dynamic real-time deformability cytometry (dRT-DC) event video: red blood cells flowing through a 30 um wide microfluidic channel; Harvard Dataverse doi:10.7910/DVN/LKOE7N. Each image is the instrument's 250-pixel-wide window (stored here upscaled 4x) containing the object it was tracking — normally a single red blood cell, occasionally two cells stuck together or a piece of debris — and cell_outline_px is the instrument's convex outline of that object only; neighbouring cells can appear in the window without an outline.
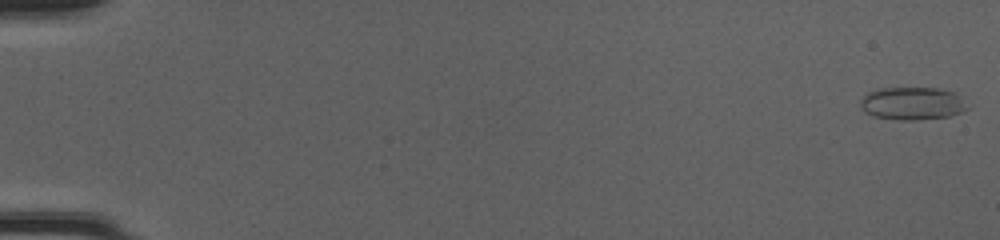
{"species": "common noctule bat (a hibernating species)", "species_latin": "Nyctalus noctula", "temperature_condition": "cold", "stored_images_in_passage": 50, "camera_frame_rate_fps": 3000, "um_per_image_px": 0.085, "animal": {"sex": "female", "body_mass_g": 20.0, "forearm_length_mm": 54.0}, "frame": {"image": 1, "passage_image": 1, "time_ms": 0.0, "image_size_px": [1000, 240], "cell_outline_px": [[968, 108], [964, 112], [948, 116], [912, 120], [900, 120], [872, 116], [864, 112], [860, 108], [860, 100], [868, 92], [880, 88], [940, 88], [956, 92]], "centroid_in_image_um": [77.52, 8.79], "position_along_channel_um": 7.5, "area_um2": 20.52}}
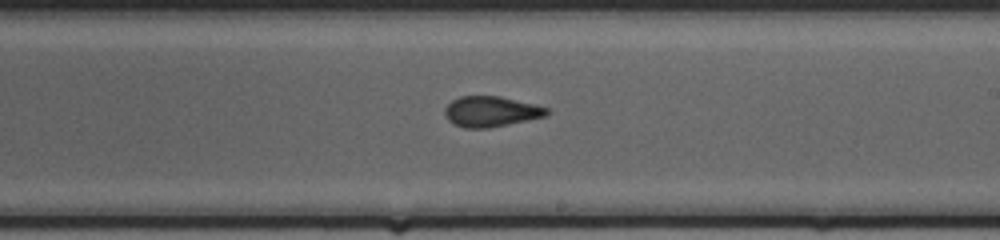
{"frame": {"image": 2, "passage_image": 31, "time_ms": 10.0, "image_size_px": [1000, 240], "cell_outline_px": [[552, 112], [548, 116], [488, 128], [464, 128], [452, 124], [448, 120], [444, 112], [444, 108], [452, 100], [460, 96], [500, 96], [536, 104], [548, 108]], "centroid_in_image_um": [41.76, 9.48], "position_along_channel_um": 247.2, "area_um2": 18.38}}
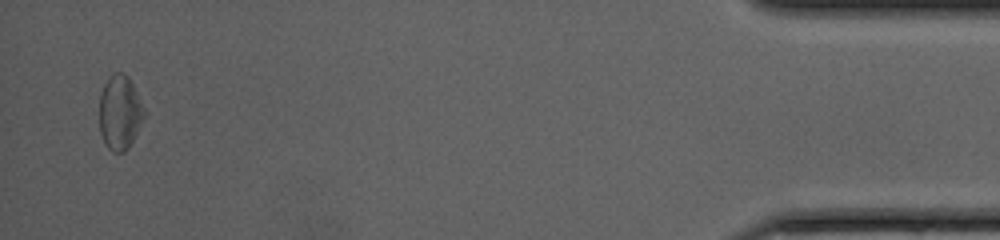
{"frame": {"image": 3, "passage_image": 49, "time_ms": 16.0, "image_size_px": [1000, 240], "cell_outline_px": [[144, 120], [128, 148], [124, 152], [112, 152], [108, 148], [100, 132], [100, 92], [104, 84], [112, 72], [124, 72], [128, 76], [144, 108]], "centroid_in_image_um": [10.18, 9.55], "position_along_channel_um": 425.0, "area_um2": 19.36}, "authors_computed_cell_mechanics": {"area_um2": 19.1029, "velocity_mm_per_s": 4.241, "shape_relaxation_time_tau1_ms": 4.6641, "shape_relaxation_time_tau2_ms": 2.6671, "deformation_change_tau1": 0.1154, "deformation_change_tau2": 0.0853}}